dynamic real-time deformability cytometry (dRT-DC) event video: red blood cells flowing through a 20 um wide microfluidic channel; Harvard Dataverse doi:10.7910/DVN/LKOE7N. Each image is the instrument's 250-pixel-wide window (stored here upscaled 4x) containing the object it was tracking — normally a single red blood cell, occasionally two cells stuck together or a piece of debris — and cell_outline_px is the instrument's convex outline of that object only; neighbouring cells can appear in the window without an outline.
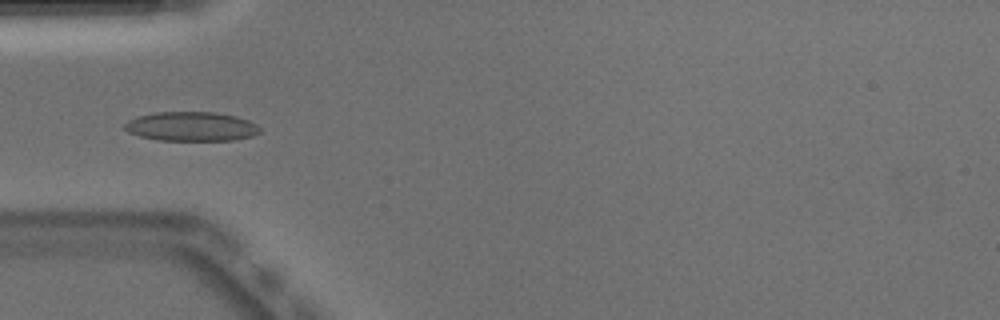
{"species": "Egyptian fruit bat (a non-hibernating species)", "species_latin": "Rousettus aegyptiacus", "temperature_condition": "warm", "stored_images_in_passage": 50, "camera_frame_rate_fps": 3000, "um_per_image_px": 0.085, "animal": {"sex": "male"}, "frame": {"image": 1, "passage_image": 15, "time_ms": 4.667, "image_size_px": [1000, 320], "cell_outline_px": [[260, 132], [252, 136], [232, 140], [156, 140], [140, 136], [128, 132], [124, 128], [124, 124], [128, 120], [136, 116], [156, 112], [216, 112], [236, 116], [248, 120], [256, 124], [260, 128]], "centroid_in_image_um": [16.24, 10.74], "position_along_channel_um": 68.8, "area_um2": 23.12}}
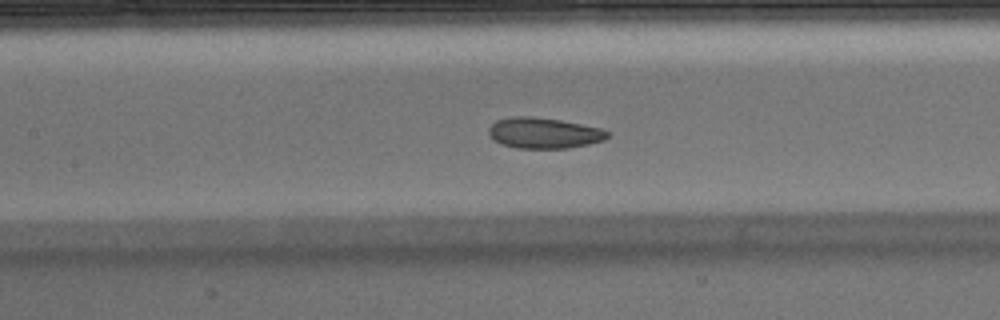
{"frame": {"image": 2, "passage_image": 22, "time_ms": 7.0, "image_size_px": [1000, 320], "cell_outline_px": [[608, 136], [604, 140], [588, 144], [568, 148], [516, 148], [492, 140], [488, 132], [488, 128], [496, 120], [512, 116], [532, 116], [560, 120], [600, 128], [608, 132]], "centroid_in_image_um": [46.19, 11.3], "position_along_channel_um": 161.2, "area_um2": 21.21}, "authors_computed_cell_mechanics": {"area_um2": 21.9929, "velocity_mm_per_s": 3.9092, "shape_relaxation_time_tau1_ms": 6.8765, "shape_relaxation_time_tau2_ms": 4.9206, "deformation_change_tau1": 0.1309, "deformation_change_tau2": 0.103}}